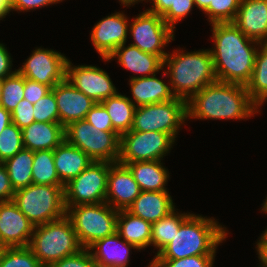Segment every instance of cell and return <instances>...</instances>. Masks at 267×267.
<instances>
[{"mask_svg":"<svg viewBox=\"0 0 267 267\" xmlns=\"http://www.w3.org/2000/svg\"><path fill=\"white\" fill-rule=\"evenodd\" d=\"M209 48L217 81L245 85L250 81L260 43L244 35L233 22L212 23Z\"/></svg>","mask_w":267,"mask_h":267,"instance_id":"cell-1","label":"cell"},{"mask_svg":"<svg viewBox=\"0 0 267 267\" xmlns=\"http://www.w3.org/2000/svg\"><path fill=\"white\" fill-rule=\"evenodd\" d=\"M260 111L245 85L216 81L187 102V122L190 119L245 121Z\"/></svg>","mask_w":267,"mask_h":267,"instance_id":"cell-2","label":"cell"},{"mask_svg":"<svg viewBox=\"0 0 267 267\" xmlns=\"http://www.w3.org/2000/svg\"><path fill=\"white\" fill-rule=\"evenodd\" d=\"M178 48L164 58L161 78H169L173 95L188 102L217 78L209 48L191 52Z\"/></svg>","mask_w":267,"mask_h":267,"instance_id":"cell-3","label":"cell"},{"mask_svg":"<svg viewBox=\"0 0 267 267\" xmlns=\"http://www.w3.org/2000/svg\"><path fill=\"white\" fill-rule=\"evenodd\" d=\"M214 217L191 213L173 240L151 260H173L198 255H216L229 230Z\"/></svg>","mask_w":267,"mask_h":267,"instance_id":"cell-4","label":"cell"},{"mask_svg":"<svg viewBox=\"0 0 267 267\" xmlns=\"http://www.w3.org/2000/svg\"><path fill=\"white\" fill-rule=\"evenodd\" d=\"M29 248L42 265L49 266L83 249L66 215L35 226Z\"/></svg>","mask_w":267,"mask_h":267,"instance_id":"cell-5","label":"cell"},{"mask_svg":"<svg viewBox=\"0 0 267 267\" xmlns=\"http://www.w3.org/2000/svg\"><path fill=\"white\" fill-rule=\"evenodd\" d=\"M64 186L32 183L16 190L12 201L34 227L46 224L66 215Z\"/></svg>","mask_w":267,"mask_h":267,"instance_id":"cell-6","label":"cell"},{"mask_svg":"<svg viewBox=\"0 0 267 267\" xmlns=\"http://www.w3.org/2000/svg\"><path fill=\"white\" fill-rule=\"evenodd\" d=\"M65 208L83 248L116 232L119 210L106 202Z\"/></svg>","mask_w":267,"mask_h":267,"instance_id":"cell-7","label":"cell"},{"mask_svg":"<svg viewBox=\"0 0 267 267\" xmlns=\"http://www.w3.org/2000/svg\"><path fill=\"white\" fill-rule=\"evenodd\" d=\"M65 140L85 152L96 162H118L121 136L116 131H102L86 120L64 127Z\"/></svg>","mask_w":267,"mask_h":267,"instance_id":"cell-8","label":"cell"},{"mask_svg":"<svg viewBox=\"0 0 267 267\" xmlns=\"http://www.w3.org/2000/svg\"><path fill=\"white\" fill-rule=\"evenodd\" d=\"M186 120L187 102L175 97L170 101L136 107L131 130L163 132L176 141Z\"/></svg>","mask_w":267,"mask_h":267,"instance_id":"cell-9","label":"cell"},{"mask_svg":"<svg viewBox=\"0 0 267 267\" xmlns=\"http://www.w3.org/2000/svg\"><path fill=\"white\" fill-rule=\"evenodd\" d=\"M109 162L93 161L64 186L65 207L105 202Z\"/></svg>","mask_w":267,"mask_h":267,"instance_id":"cell-10","label":"cell"},{"mask_svg":"<svg viewBox=\"0 0 267 267\" xmlns=\"http://www.w3.org/2000/svg\"><path fill=\"white\" fill-rule=\"evenodd\" d=\"M175 140L156 131H128L121 135L119 163L164 160L173 149ZM172 148V149H171Z\"/></svg>","mask_w":267,"mask_h":267,"instance_id":"cell-11","label":"cell"},{"mask_svg":"<svg viewBox=\"0 0 267 267\" xmlns=\"http://www.w3.org/2000/svg\"><path fill=\"white\" fill-rule=\"evenodd\" d=\"M132 19L134 20L132 21ZM132 19L128 34L133 42L129 44L164 60L168 54L164 48L168 46V43L174 41L175 31L165 23L160 15L150 13L146 9Z\"/></svg>","mask_w":267,"mask_h":267,"instance_id":"cell-12","label":"cell"},{"mask_svg":"<svg viewBox=\"0 0 267 267\" xmlns=\"http://www.w3.org/2000/svg\"><path fill=\"white\" fill-rule=\"evenodd\" d=\"M68 57L53 49L36 47L17 71L25 78L51 89L66 78Z\"/></svg>","mask_w":267,"mask_h":267,"instance_id":"cell-13","label":"cell"},{"mask_svg":"<svg viewBox=\"0 0 267 267\" xmlns=\"http://www.w3.org/2000/svg\"><path fill=\"white\" fill-rule=\"evenodd\" d=\"M66 79L96 103L119 92L105 70L96 65L75 66L69 58L66 62Z\"/></svg>","mask_w":267,"mask_h":267,"instance_id":"cell-14","label":"cell"},{"mask_svg":"<svg viewBox=\"0 0 267 267\" xmlns=\"http://www.w3.org/2000/svg\"><path fill=\"white\" fill-rule=\"evenodd\" d=\"M129 24L124 11H115L94 24L90 41L101 58H108L116 48L127 42Z\"/></svg>","mask_w":267,"mask_h":267,"instance_id":"cell-15","label":"cell"},{"mask_svg":"<svg viewBox=\"0 0 267 267\" xmlns=\"http://www.w3.org/2000/svg\"><path fill=\"white\" fill-rule=\"evenodd\" d=\"M34 226L13 201L0 202V243L5 248L29 247Z\"/></svg>","mask_w":267,"mask_h":267,"instance_id":"cell-16","label":"cell"},{"mask_svg":"<svg viewBox=\"0 0 267 267\" xmlns=\"http://www.w3.org/2000/svg\"><path fill=\"white\" fill-rule=\"evenodd\" d=\"M140 193L141 189L126 165L109 163L107 204L117 210L128 209Z\"/></svg>","mask_w":267,"mask_h":267,"instance_id":"cell-17","label":"cell"},{"mask_svg":"<svg viewBox=\"0 0 267 267\" xmlns=\"http://www.w3.org/2000/svg\"><path fill=\"white\" fill-rule=\"evenodd\" d=\"M54 93L59 112V123L66 127L74 121L85 120L87 113L96 103L75 88L66 78L56 84Z\"/></svg>","mask_w":267,"mask_h":267,"instance_id":"cell-18","label":"cell"},{"mask_svg":"<svg viewBox=\"0 0 267 267\" xmlns=\"http://www.w3.org/2000/svg\"><path fill=\"white\" fill-rule=\"evenodd\" d=\"M113 59H117L119 66L133 73L129 80L159 74L163 70V60L159 56L143 52L131 44L124 43L116 48L108 58H102V61L111 62Z\"/></svg>","mask_w":267,"mask_h":267,"instance_id":"cell-19","label":"cell"},{"mask_svg":"<svg viewBox=\"0 0 267 267\" xmlns=\"http://www.w3.org/2000/svg\"><path fill=\"white\" fill-rule=\"evenodd\" d=\"M233 24L247 37L267 43V0H241Z\"/></svg>","mask_w":267,"mask_h":267,"instance_id":"cell-20","label":"cell"},{"mask_svg":"<svg viewBox=\"0 0 267 267\" xmlns=\"http://www.w3.org/2000/svg\"><path fill=\"white\" fill-rule=\"evenodd\" d=\"M134 245L122 239L117 232L95 241L88 247L97 267H128Z\"/></svg>","mask_w":267,"mask_h":267,"instance_id":"cell-21","label":"cell"},{"mask_svg":"<svg viewBox=\"0 0 267 267\" xmlns=\"http://www.w3.org/2000/svg\"><path fill=\"white\" fill-rule=\"evenodd\" d=\"M175 209L176 205L168 191H141L127 210L152 224Z\"/></svg>","mask_w":267,"mask_h":267,"instance_id":"cell-22","label":"cell"},{"mask_svg":"<svg viewBox=\"0 0 267 267\" xmlns=\"http://www.w3.org/2000/svg\"><path fill=\"white\" fill-rule=\"evenodd\" d=\"M156 75L128 80L132 95L129 99L136 107L162 103L175 98L170 88L169 80L166 83Z\"/></svg>","mask_w":267,"mask_h":267,"instance_id":"cell-23","label":"cell"},{"mask_svg":"<svg viewBox=\"0 0 267 267\" xmlns=\"http://www.w3.org/2000/svg\"><path fill=\"white\" fill-rule=\"evenodd\" d=\"M53 155L57 175L64 185L93 162L85 152L66 140L53 150Z\"/></svg>","mask_w":267,"mask_h":267,"instance_id":"cell-24","label":"cell"},{"mask_svg":"<svg viewBox=\"0 0 267 267\" xmlns=\"http://www.w3.org/2000/svg\"><path fill=\"white\" fill-rule=\"evenodd\" d=\"M21 131L23 147L33 152L54 150L65 140L64 127L60 123L33 122Z\"/></svg>","mask_w":267,"mask_h":267,"instance_id":"cell-25","label":"cell"},{"mask_svg":"<svg viewBox=\"0 0 267 267\" xmlns=\"http://www.w3.org/2000/svg\"><path fill=\"white\" fill-rule=\"evenodd\" d=\"M121 164L129 168L141 191H168L166 186L170 173L168 168L163 165L162 160Z\"/></svg>","mask_w":267,"mask_h":267,"instance_id":"cell-26","label":"cell"},{"mask_svg":"<svg viewBox=\"0 0 267 267\" xmlns=\"http://www.w3.org/2000/svg\"><path fill=\"white\" fill-rule=\"evenodd\" d=\"M116 232L139 252L151 246L152 224L133 215L127 209L119 210Z\"/></svg>","mask_w":267,"mask_h":267,"instance_id":"cell-27","label":"cell"},{"mask_svg":"<svg viewBox=\"0 0 267 267\" xmlns=\"http://www.w3.org/2000/svg\"><path fill=\"white\" fill-rule=\"evenodd\" d=\"M101 104L106 108L111 118L113 129L121 136L131 130L136 106L129 96L117 93L103 100Z\"/></svg>","mask_w":267,"mask_h":267,"instance_id":"cell-28","label":"cell"},{"mask_svg":"<svg viewBox=\"0 0 267 267\" xmlns=\"http://www.w3.org/2000/svg\"><path fill=\"white\" fill-rule=\"evenodd\" d=\"M246 89L253 102L261 109L267 102V43H260Z\"/></svg>","mask_w":267,"mask_h":267,"instance_id":"cell-29","label":"cell"},{"mask_svg":"<svg viewBox=\"0 0 267 267\" xmlns=\"http://www.w3.org/2000/svg\"><path fill=\"white\" fill-rule=\"evenodd\" d=\"M178 210L176 208L166 217L152 223L151 246L157 250L153 251L155 256L173 240L183 221L191 214V212L181 213Z\"/></svg>","mask_w":267,"mask_h":267,"instance_id":"cell-30","label":"cell"},{"mask_svg":"<svg viewBox=\"0 0 267 267\" xmlns=\"http://www.w3.org/2000/svg\"><path fill=\"white\" fill-rule=\"evenodd\" d=\"M33 160L34 152L23 148L13 157L3 163L7 169L10 183L14 191L27 187L33 183Z\"/></svg>","mask_w":267,"mask_h":267,"instance_id":"cell-31","label":"cell"},{"mask_svg":"<svg viewBox=\"0 0 267 267\" xmlns=\"http://www.w3.org/2000/svg\"><path fill=\"white\" fill-rule=\"evenodd\" d=\"M32 181L33 184L64 185L56 172L53 150L34 152Z\"/></svg>","mask_w":267,"mask_h":267,"instance_id":"cell-32","label":"cell"},{"mask_svg":"<svg viewBox=\"0 0 267 267\" xmlns=\"http://www.w3.org/2000/svg\"><path fill=\"white\" fill-rule=\"evenodd\" d=\"M25 77L18 71L2 79V96L0 106L12 112L17 104L24 99Z\"/></svg>","mask_w":267,"mask_h":267,"instance_id":"cell-33","label":"cell"},{"mask_svg":"<svg viewBox=\"0 0 267 267\" xmlns=\"http://www.w3.org/2000/svg\"><path fill=\"white\" fill-rule=\"evenodd\" d=\"M241 0H212L202 12L207 16L209 24L233 22L237 15Z\"/></svg>","mask_w":267,"mask_h":267,"instance_id":"cell-34","label":"cell"},{"mask_svg":"<svg viewBox=\"0 0 267 267\" xmlns=\"http://www.w3.org/2000/svg\"><path fill=\"white\" fill-rule=\"evenodd\" d=\"M42 264L35 257L29 247L5 248L1 258L0 267H41Z\"/></svg>","mask_w":267,"mask_h":267,"instance_id":"cell-35","label":"cell"},{"mask_svg":"<svg viewBox=\"0 0 267 267\" xmlns=\"http://www.w3.org/2000/svg\"><path fill=\"white\" fill-rule=\"evenodd\" d=\"M23 148L21 129L10 123L0 133V162L4 163Z\"/></svg>","mask_w":267,"mask_h":267,"instance_id":"cell-36","label":"cell"},{"mask_svg":"<svg viewBox=\"0 0 267 267\" xmlns=\"http://www.w3.org/2000/svg\"><path fill=\"white\" fill-rule=\"evenodd\" d=\"M33 105L35 122L59 123L58 107L52 91H49Z\"/></svg>","mask_w":267,"mask_h":267,"instance_id":"cell-37","label":"cell"},{"mask_svg":"<svg viewBox=\"0 0 267 267\" xmlns=\"http://www.w3.org/2000/svg\"><path fill=\"white\" fill-rule=\"evenodd\" d=\"M216 255H198L173 260H151L157 267H214Z\"/></svg>","mask_w":267,"mask_h":267,"instance_id":"cell-38","label":"cell"},{"mask_svg":"<svg viewBox=\"0 0 267 267\" xmlns=\"http://www.w3.org/2000/svg\"><path fill=\"white\" fill-rule=\"evenodd\" d=\"M85 120L102 131H115L111 122V118L106 108L101 103H95L91 110L87 113Z\"/></svg>","mask_w":267,"mask_h":267,"instance_id":"cell-39","label":"cell"},{"mask_svg":"<svg viewBox=\"0 0 267 267\" xmlns=\"http://www.w3.org/2000/svg\"><path fill=\"white\" fill-rule=\"evenodd\" d=\"M34 105L26 99H22L11 112L12 123L21 130L35 122L33 114Z\"/></svg>","mask_w":267,"mask_h":267,"instance_id":"cell-40","label":"cell"},{"mask_svg":"<svg viewBox=\"0 0 267 267\" xmlns=\"http://www.w3.org/2000/svg\"><path fill=\"white\" fill-rule=\"evenodd\" d=\"M152 4L148 9L150 13L160 15L165 23L175 31V0H148Z\"/></svg>","mask_w":267,"mask_h":267,"instance_id":"cell-41","label":"cell"},{"mask_svg":"<svg viewBox=\"0 0 267 267\" xmlns=\"http://www.w3.org/2000/svg\"><path fill=\"white\" fill-rule=\"evenodd\" d=\"M52 267H97L88 248H83L76 254L64 257L51 265Z\"/></svg>","mask_w":267,"mask_h":267,"instance_id":"cell-42","label":"cell"},{"mask_svg":"<svg viewBox=\"0 0 267 267\" xmlns=\"http://www.w3.org/2000/svg\"><path fill=\"white\" fill-rule=\"evenodd\" d=\"M49 91H51L49 86L25 78L24 99L28 100L30 103H36Z\"/></svg>","mask_w":267,"mask_h":267,"instance_id":"cell-43","label":"cell"},{"mask_svg":"<svg viewBox=\"0 0 267 267\" xmlns=\"http://www.w3.org/2000/svg\"><path fill=\"white\" fill-rule=\"evenodd\" d=\"M65 0H12V9L13 11L21 12H33V10L39 9L42 7H47L52 4H57Z\"/></svg>","mask_w":267,"mask_h":267,"instance_id":"cell-44","label":"cell"},{"mask_svg":"<svg viewBox=\"0 0 267 267\" xmlns=\"http://www.w3.org/2000/svg\"><path fill=\"white\" fill-rule=\"evenodd\" d=\"M14 192L7 169L5 165L0 162V202L12 201Z\"/></svg>","mask_w":267,"mask_h":267,"instance_id":"cell-45","label":"cell"},{"mask_svg":"<svg viewBox=\"0 0 267 267\" xmlns=\"http://www.w3.org/2000/svg\"><path fill=\"white\" fill-rule=\"evenodd\" d=\"M5 46L6 45H4V43L0 42V80L14 74L17 71V69H15V71L12 70L13 58Z\"/></svg>","mask_w":267,"mask_h":267,"instance_id":"cell-46","label":"cell"},{"mask_svg":"<svg viewBox=\"0 0 267 267\" xmlns=\"http://www.w3.org/2000/svg\"><path fill=\"white\" fill-rule=\"evenodd\" d=\"M194 7L193 0H175V29L177 22L184 20Z\"/></svg>","mask_w":267,"mask_h":267,"instance_id":"cell-47","label":"cell"},{"mask_svg":"<svg viewBox=\"0 0 267 267\" xmlns=\"http://www.w3.org/2000/svg\"><path fill=\"white\" fill-rule=\"evenodd\" d=\"M255 244L257 257L260 261L258 267H267V239L261 234Z\"/></svg>","mask_w":267,"mask_h":267,"instance_id":"cell-48","label":"cell"},{"mask_svg":"<svg viewBox=\"0 0 267 267\" xmlns=\"http://www.w3.org/2000/svg\"><path fill=\"white\" fill-rule=\"evenodd\" d=\"M10 123H12L11 113L5 108L0 106V133L6 128Z\"/></svg>","mask_w":267,"mask_h":267,"instance_id":"cell-49","label":"cell"},{"mask_svg":"<svg viewBox=\"0 0 267 267\" xmlns=\"http://www.w3.org/2000/svg\"><path fill=\"white\" fill-rule=\"evenodd\" d=\"M10 12L13 13L12 0H0V20H3Z\"/></svg>","mask_w":267,"mask_h":267,"instance_id":"cell-50","label":"cell"},{"mask_svg":"<svg viewBox=\"0 0 267 267\" xmlns=\"http://www.w3.org/2000/svg\"><path fill=\"white\" fill-rule=\"evenodd\" d=\"M195 7L202 12L210 5L212 0H193Z\"/></svg>","mask_w":267,"mask_h":267,"instance_id":"cell-51","label":"cell"},{"mask_svg":"<svg viewBox=\"0 0 267 267\" xmlns=\"http://www.w3.org/2000/svg\"><path fill=\"white\" fill-rule=\"evenodd\" d=\"M118 1H119V3L122 4L121 6H123L124 8L136 5V4H138V2L139 3L140 2L143 3V1L148 2V0H118Z\"/></svg>","mask_w":267,"mask_h":267,"instance_id":"cell-52","label":"cell"},{"mask_svg":"<svg viewBox=\"0 0 267 267\" xmlns=\"http://www.w3.org/2000/svg\"><path fill=\"white\" fill-rule=\"evenodd\" d=\"M264 200L265 201H263V203L261 204L262 207L260 208L261 209L260 211L265 213V215H266L267 214V196H266V198Z\"/></svg>","mask_w":267,"mask_h":267,"instance_id":"cell-53","label":"cell"},{"mask_svg":"<svg viewBox=\"0 0 267 267\" xmlns=\"http://www.w3.org/2000/svg\"><path fill=\"white\" fill-rule=\"evenodd\" d=\"M5 247L0 243V258H1V255L4 251Z\"/></svg>","mask_w":267,"mask_h":267,"instance_id":"cell-54","label":"cell"},{"mask_svg":"<svg viewBox=\"0 0 267 267\" xmlns=\"http://www.w3.org/2000/svg\"><path fill=\"white\" fill-rule=\"evenodd\" d=\"M1 96H2V80H0V101H1Z\"/></svg>","mask_w":267,"mask_h":267,"instance_id":"cell-55","label":"cell"},{"mask_svg":"<svg viewBox=\"0 0 267 267\" xmlns=\"http://www.w3.org/2000/svg\"><path fill=\"white\" fill-rule=\"evenodd\" d=\"M261 234L267 239V227H266L265 231H263Z\"/></svg>","mask_w":267,"mask_h":267,"instance_id":"cell-56","label":"cell"},{"mask_svg":"<svg viewBox=\"0 0 267 267\" xmlns=\"http://www.w3.org/2000/svg\"><path fill=\"white\" fill-rule=\"evenodd\" d=\"M147 267H157V266L152 261H150Z\"/></svg>","mask_w":267,"mask_h":267,"instance_id":"cell-57","label":"cell"},{"mask_svg":"<svg viewBox=\"0 0 267 267\" xmlns=\"http://www.w3.org/2000/svg\"><path fill=\"white\" fill-rule=\"evenodd\" d=\"M41 267H52V266H49V265H42Z\"/></svg>","mask_w":267,"mask_h":267,"instance_id":"cell-58","label":"cell"}]
</instances>
